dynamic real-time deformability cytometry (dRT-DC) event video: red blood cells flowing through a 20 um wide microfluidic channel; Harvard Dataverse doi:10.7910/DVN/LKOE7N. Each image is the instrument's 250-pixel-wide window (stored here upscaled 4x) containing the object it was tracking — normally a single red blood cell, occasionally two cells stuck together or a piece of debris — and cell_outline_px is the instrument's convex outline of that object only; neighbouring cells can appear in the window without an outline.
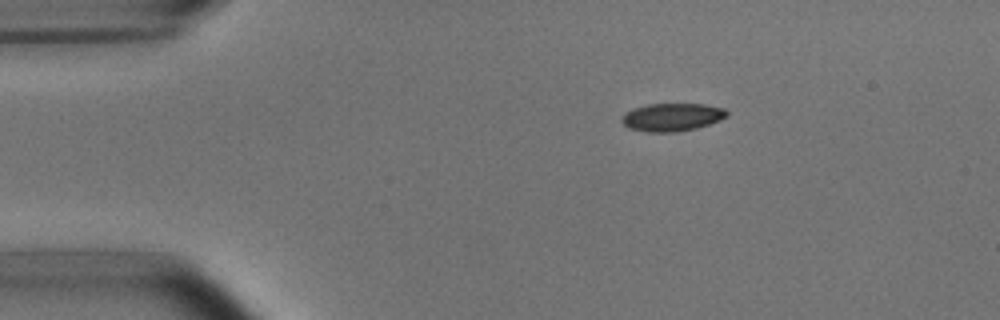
{"species": "common noctule bat (a hibernating species)", "species_latin": "Nyctalus noctula", "temperature_condition": "room temperature", "stored_images_in_passage": 4, "camera_frame_rate_fps": 3000, "um_per_image_px": 0.085, "animal": {"sex": "male", "body_mass_g": 15.6}, "frame": {"image": 1, "passage_image": 1, "time_ms": 0.0, "image_size_px": [1000, 320], "cell_outline_px": [[728, 116], [720, 120], [696, 128], [676, 132], [648, 132], [628, 128], [620, 120], [624, 112], [632, 108], [648, 104], [704, 104], [724, 108], [728, 112]], "centroid_in_image_um": [57.1, 9.95], "position_along_channel_um": 27.9, "area_um2": 17.22}}
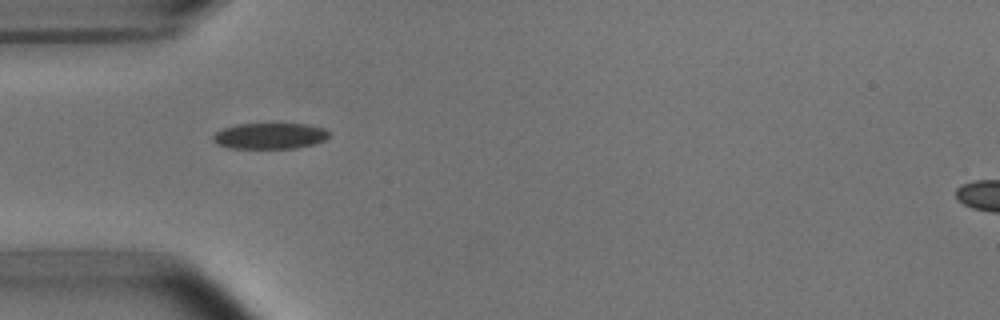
{"frame": {"image": 2, "passage_image": 3, "time_ms": 2.333, "image_size_px": [1000, 320], "cell_outline_px": [[332, 132], [324, 140], [312, 144], [296, 148], [228, 148], [216, 144], [212, 140], [212, 136], [216, 132], [224, 128], [236, 124], [308, 124], [324, 128]], "centroid_in_image_um": [22.93, 11.55], "position_along_channel_um": 62.1, "area_um2": 17.63}}